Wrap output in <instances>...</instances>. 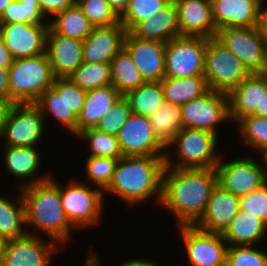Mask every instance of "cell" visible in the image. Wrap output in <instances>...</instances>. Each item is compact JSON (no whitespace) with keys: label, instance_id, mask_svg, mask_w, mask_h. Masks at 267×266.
Listing matches in <instances>:
<instances>
[{"label":"cell","instance_id":"obj_58","mask_svg":"<svg viewBox=\"0 0 267 266\" xmlns=\"http://www.w3.org/2000/svg\"><path fill=\"white\" fill-rule=\"evenodd\" d=\"M264 74L267 76V67H266V70H265Z\"/></svg>","mask_w":267,"mask_h":266},{"label":"cell","instance_id":"obj_51","mask_svg":"<svg viewBox=\"0 0 267 266\" xmlns=\"http://www.w3.org/2000/svg\"><path fill=\"white\" fill-rule=\"evenodd\" d=\"M253 114L267 118V88L261 91L260 109H256Z\"/></svg>","mask_w":267,"mask_h":266},{"label":"cell","instance_id":"obj_16","mask_svg":"<svg viewBox=\"0 0 267 266\" xmlns=\"http://www.w3.org/2000/svg\"><path fill=\"white\" fill-rule=\"evenodd\" d=\"M49 24L13 22L0 24L4 45L15 59L46 53Z\"/></svg>","mask_w":267,"mask_h":266},{"label":"cell","instance_id":"obj_13","mask_svg":"<svg viewBox=\"0 0 267 266\" xmlns=\"http://www.w3.org/2000/svg\"><path fill=\"white\" fill-rule=\"evenodd\" d=\"M187 259L191 266H225L228 244L222 234L209 233L194 225H180Z\"/></svg>","mask_w":267,"mask_h":266},{"label":"cell","instance_id":"obj_4","mask_svg":"<svg viewBox=\"0 0 267 266\" xmlns=\"http://www.w3.org/2000/svg\"><path fill=\"white\" fill-rule=\"evenodd\" d=\"M54 79L47 53L15 59L9 68L10 104L35 103Z\"/></svg>","mask_w":267,"mask_h":266},{"label":"cell","instance_id":"obj_18","mask_svg":"<svg viewBox=\"0 0 267 266\" xmlns=\"http://www.w3.org/2000/svg\"><path fill=\"white\" fill-rule=\"evenodd\" d=\"M180 36L213 38L217 28L211 0H174Z\"/></svg>","mask_w":267,"mask_h":266},{"label":"cell","instance_id":"obj_49","mask_svg":"<svg viewBox=\"0 0 267 266\" xmlns=\"http://www.w3.org/2000/svg\"><path fill=\"white\" fill-rule=\"evenodd\" d=\"M106 2L120 18L127 10L130 0H106Z\"/></svg>","mask_w":267,"mask_h":266},{"label":"cell","instance_id":"obj_34","mask_svg":"<svg viewBox=\"0 0 267 266\" xmlns=\"http://www.w3.org/2000/svg\"><path fill=\"white\" fill-rule=\"evenodd\" d=\"M124 97L129 103L131 113L147 117L165 102L160 82H145Z\"/></svg>","mask_w":267,"mask_h":266},{"label":"cell","instance_id":"obj_22","mask_svg":"<svg viewBox=\"0 0 267 266\" xmlns=\"http://www.w3.org/2000/svg\"><path fill=\"white\" fill-rule=\"evenodd\" d=\"M217 31L228 27H258L260 5L255 0H211Z\"/></svg>","mask_w":267,"mask_h":266},{"label":"cell","instance_id":"obj_5","mask_svg":"<svg viewBox=\"0 0 267 266\" xmlns=\"http://www.w3.org/2000/svg\"><path fill=\"white\" fill-rule=\"evenodd\" d=\"M218 137L207 130L182 128L167 147L168 151L170 146L176 144L179 161L173 162L169 152H166L165 166L175 169L216 168L221 157L216 149Z\"/></svg>","mask_w":267,"mask_h":266},{"label":"cell","instance_id":"obj_32","mask_svg":"<svg viewBox=\"0 0 267 266\" xmlns=\"http://www.w3.org/2000/svg\"><path fill=\"white\" fill-rule=\"evenodd\" d=\"M156 137L167 148L183 128L181 106L165 101L148 117Z\"/></svg>","mask_w":267,"mask_h":266},{"label":"cell","instance_id":"obj_26","mask_svg":"<svg viewBox=\"0 0 267 266\" xmlns=\"http://www.w3.org/2000/svg\"><path fill=\"white\" fill-rule=\"evenodd\" d=\"M121 96L112 84L87 91L77 117L76 136L86 129L95 128Z\"/></svg>","mask_w":267,"mask_h":266},{"label":"cell","instance_id":"obj_50","mask_svg":"<svg viewBox=\"0 0 267 266\" xmlns=\"http://www.w3.org/2000/svg\"><path fill=\"white\" fill-rule=\"evenodd\" d=\"M261 5L259 9L258 29L260 34L267 40V6Z\"/></svg>","mask_w":267,"mask_h":266},{"label":"cell","instance_id":"obj_17","mask_svg":"<svg viewBox=\"0 0 267 266\" xmlns=\"http://www.w3.org/2000/svg\"><path fill=\"white\" fill-rule=\"evenodd\" d=\"M124 48L131 55L145 82H161L165 77V43L139 39L127 31Z\"/></svg>","mask_w":267,"mask_h":266},{"label":"cell","instance_id":"obj_19","mask_svg":"<svg viewBox=\"0 0 267 266\" xmlns=\"http://www.w3.org/2000/svg\"><path fill=\"white\" fill-rule=\"evenodd\" d=\"M239 210L240 198L216 184L204 214L194 226L205 232L223 234Z\"/></svg>","mask_w":267,"mask_h":266},{"label":"cell","instance_id":"obj_36","mask_svg":"<svg viewBox=\"0 0 267 266\" xmlns=\"http://www.w3.org/2000/svg\"><path fill=\"white\" fill-rule=\"evenodd\" d=\"M237 124L242 141L267 157V118L252 114L241 118Z\"/></svg>","mask_w":267,"mask_h":266},{"label":"cell","instance_id":"obj_3","mask_svg":"<svg viewBox=\"0 0 267 266\" xmlns=\"http://www.w3.org/2000/svg\"><path fill=\"white\" fill-rule=\"evenodd\" d=\"M26 210V225L35 226L58 244L71 239L73 226L62 208L60 185L52 178L21 189Z\"/></svg>","mask_w":267,"mask_h":266},{"label":"cell","instance_id":"obj_28","mask_svg":"<svg viewBox=\"0 0 267 266\" xmlns=\"http://www.w3.org/2000/svg\"><path fill=\"white\" fill-rule=\"evenodd\" d=\"M34 104L41 110L44 118L47 115L52 116L71 134L76 135L77 117L74 114H67L66 78H55L53 86L48 88Z\"/></svg>","mask_w":267,"mask_h":266},{"label":"cell","instance_id":"obj_54","mask_svg":"<svg viewBox=\"0 0 267 266\" xmlns=\"http://www.w3.org/2000/svg\"><path fill=\"white\" fill-rule=\"evenodd\" d=\"M84 266H100L97 254H94L92 251L91 253L89 252L88 259Z\"/></svg>","mask_w":267,"mask_h":266},{"label":"cell","instance_id":"obj_30","mask_svg":"<svg viewBox=\"0 0 267 266\" xmlns=\"http://www.w3.org/2000/svg\"><path fill=\"white\" fill-rule=\"evenodd\" d=\"M160 83L165 101L179 106L202 96L209 90L204 75L186 78L164 77Z\"/></svg>","mask_w":267,"mask_h":266},{"label":"cell","instance_id":"obj_24","mask_svg":"<svg viewBox=\"0 0 267 266\" xmlns=\"http://www.w3.org/2000/svg\"><path fill=\"white\" fill-rule=\"evenodd\" d=\"M267 88L265 74H251L229 94V115L236 123L260 109L261 91Z\"/></svg>","mask_w":267,"mask_h":266},{"label":"cell","instance_id":"obj_52","mask_svg":"<svg viewBox=\"0 0 267 266\" xmlns=\"http://www.w3.org/2000/svg\"><path fill=\"white\" fill-rule=\"evenodd\" d=\"M120 266H159L152 262L150 259H135V260H128L120 264Z\"/></svg>","mask_w":267,"mask_h":266},{"label":"cell","instance_id":"obj_57","mask_svg":"<svg viewBox=\"0 0 267 266\" xmlns=\"http://www.w3.org/2000/svg\"><path fill=\"white\" fill-rule=\"evenodd\" d=\"M260 6L265 4L264 0H255ZM266 1V0H265Z\"/></svg>","mask_w":267,"mask_h":266},{"label":"cell","instance_id":"obj_37","mask_svg":"<svg viewBox=\"0 0 267 266\" xmlns=\"http://www.w3.org/2000/svg\"><path fill=\"white\" fill-rule=\"evenodd\" d=\"M17 21L27 24H49L45 22L38 0H15L10 3L0 17V24Z\"/></svg>","mask_w":267,"mask_h":266},{"label":"cell","instance_id":"obj_6","mask_svg":"<svg viewBox=\"0 0 267 266\" xmlns=\"http://www.w3.org/2000/svg\"><path fill=\"white\" fill-rule=\"evenodd\" d=\"M251 73L216 37L206 38L204 77L209 89L229 94Z\"/></svg>","mask_w":267,"mask_h":266},{"label":"cell","instance_id":"obj_39","mask_svg":"<svg viewBox=\"0 0 267 266\" xmlns=\"http://www.w3.org/2000/svg\"><path fill=\"white\" fill-rule=\"evenodd\" d=\"M171 0H130L125 13L120 17V23L126 31H130L138 22L158 13Z\"/></svg>","mask_w":267,"mask_h":266},{"label":"cell","instance_id":"obj_20","mask_svg":"<svg viewBox=\"0 0 267 266\" xmlns=\"http://www.w3.org/2000/svg\"><path fill=\"white\" fill-rule=\"evenodd\" d=\"M126 32L121 23L108 27H95L82 42L83 62L111 63L124 47Z\"/></svg>","mask_w":267,"mask_h":266},{"label":"cell","instance_id":"obj_12","mask_svg":"<svg viewBox=\"0 0 267 266\" xmlns=\"http://www.w3.org/2000/svg\"><path fill=\"white\" fill-rule=\"evenodd\" d=\"M183 128L201 129L218 136V125L230 119L228 94L209 89L181 106Z\"/></svg>","mask_w":267,"mask_h":266},{"label":"cell","instance_id":"obj_38","mask_svg":"<svg viewBox=\"0 0 267 266\" xmlns=\"http://www.w3.org/2000/svg\"><path fill=\"white\" fill-rule=\"evenodd\" d=\"M77 137L89 142L91 155L94 157H112L120 159L123 157L117 136H112L98 131L96 128L86 129Z\"/></svg>","mask_w":267,"mask_h":266},{"label":"cell","instance_id":"obj_45","mask_svg":"<svg viewBox=\"0 0 267 266\" xmlns=\"http://www.w3.org/2000/svg\"><path fill=\"white\" fill-rule=\"evenodd\" d=\"M86 93L87 91L82 90L68 77L66 78L67 114H74L76 117L79 116L81 109L83 108Z\"/></svg>","mask_w":267,"mask_h":266},{"label":"cell","instance_id":"obj_40","mask_svg":"<svg viewBox=\"0 0 267 266\" xmlns=\"http://www.w3.org/2000/svg\"><path fill=\"white\" fill-rule=\"evenodd\" d=\"M76 3L94 27H108L120 23V18L106 0H77Z\"/></svg>","mask_w":267,"mask_h":266},{"label":"cell","instance_id":"obj_55","mask_svg":"<svg viewBox=\"0 0 267 266\" xmlns=\"http://www.w3.org/2000/svg\"><path fill=\"white\" fill-rule=\"evenodd\" d=\"M15 0H0V17L2 16L5 8Z\"/></svg>","mask_w":267,"mask_h":266},{"label":"cell","instance_id":"obj_44","mask_svg":"<svg viewBox=\"0 0 267 266\" xmlns=\"http://www.w3.org/2000/svg\"><path fill=\"white\" fill-rule=\"evenodd\" d=\"M240 209L259 217L267 224V182L252 193L241 196Z\"/></svg>","mask_w":267,"mask_h":266},{"label":"cell","instance_id":"obj_8","mask_svg":"<svg viewBox=\"0 0 267 266\" xmlns=\"http://www.w3.org/2000/svg\"><path fill=\"white\" fill-rule=\"evenodd\" d=\"M253 157L235 158L227 163L220 157L215 168L217 184L239 198L260 188L267 182V157L260 156L261 163Z\"/></svg>","mask_w":267,"mask_h":266},{"label":"cell","instance_id":"obj_48","mask_svg":"<svg viewBox=\"0 0 267 266\" xmlns=\"http://www.w3.org/2000/svg\"><path fill=\"white\" fill-rule=\"evenodd\" d=\"M14 58L4 45L1 33H0V67L3 68H10L11 64L13 63Z\"/></svg>","mask_w":267,"mask_h":266},{"label":"cell","instance_id":"obj_43","mask_svg":"<svg viewBox=\"0 0 267 266\" xmlns=\"http://www.w3.org/2000/svg\"><path fill=\"white\" fill-rule=\"evenodd\" d=\"M226 266H267V253L254 246H228Z\"/></svg>","mask_w":267,"mask_h":266},{"label":"cell","instance_id":"obj_27","mask_svg":"<svg viewBox=\"0 0 267 266\" xmlns=\"http://www.w3.org/2000/svg\"><path fill=\"white\" fill-rule=\"evenodd\" d=\"M222 235L228 246H257L267 236V224L240 209Z\"/></svg>","mask_w":267,"mask_h":266},{"label":"cell","instance_id":"obj_1","mask_svg":"<svg viewBox=\"0 0 267 266\" xmlns=\"http://www.w3.org/2000/svg\"><path fill=\"white\" fill-rule=\"evenodd\" d=\"M217 184L215 168L164 167L160 205L174 214L180 225H194L204 214Z\"/></svg>","mask_w":267,"mask_h":266},{"label":"cell","instance_id":"obj_47","mask_svg":"<svg viewBox=\"0 0 267 266\" xmlns=\"http://www.w3.org/2000/svg\"><path fill=\"white\" fill-rule=\"evenodd\" d=\"M0 100L10 103L9 68L0 67Z\"/></svg>","mask_w":267,"mask_h":266},{"label":"cell","instance_id":"obj_42","mask_svg":"<svg viewBox=\"0 0 267 266\" xmlns=\"http://www.w3.org/2000/svg\"><path fill=\"white\" fill-rule=\"evenodd\" d=\"M130 115L129 103L124 96H121L95 128L100 132L117 136Z\"/></svg>","mask_w":267,"mask_h":266},{"label":"cell","instance_id":"obj_29","mask_svg":"<svg viewBox=\"0 0 267 266\" xmlns=\"http://www.w3.org/2000/svg\"><path fill=\"white\" fill-rule=\"evenodd\" d=\"M18 193L20 194L17 196V203L0 194V237L4 242L21 238L30 233V231L23 229L27 226L26 210L21 189Z\"/></svg>","mask_w":267,"mask_h":266},{"label":"cell","instance_id":"obj_9","mask_svg":"<svg viewBox=\"0 0 267 266\" xmlns=\"http://www.w3.org/2000/svg\"><path fill=\"white\" fill-rule=\"evenodd\" d=\"M216 38L234 53L251 74H264L267 67V40L258 27L220 29Z\"/></svg>","mask_w":267,"mask_h":266},{"label":"cell","instance_id":"obj_35","mask_svg":"<svg viewBox=\"0 0 267 266\" xmlns=\"http://www.w3.org/2000/svg\"><path fill=\"white\" fill-rule=\"evenodd\" d=\"M68 78L85 91L110 85L111 63L83 62Z\"/></svg>","mask_w":267,"mask_h":266},{"label":"cell","instance_id":"obj_10","mask_svg":"<svg viewBox=\"0 0 267 266\" xmlns=\"http://www.w3.org/2000/svg\"><path fill=\"white\" fill-rule=\"evenodd\" d=\"M206 38L179 36L165 43V77L204 75Z\"/></svg>","mask_w":267,"mask_h":266},{"label":"cell","instance_id":"obj_15","mask_svg":"<svg viewBox=\"0 0 267 266\" xmlns=\"http://www.w3.org/2000/svg\"><path fill=\"white\" fill-rule=\"evenodd\" d=\"M117 139L123 156H166L167 148L156 137L147 116L131 113Z\"/></svg>","mask_w":267,"mask_h":266},{"label":"cell","instance_id":"obj_23","mask_svg":"<svg viewBox=\"0 0 267 266\" xmlns=\"http://www.w3.org/2000/svg\"><path fill=\"white\" fill-rule=\"evenodd\" d=\"M129 32L139 39L162 43L179 37L180 29L174 0H171L158 13L138 22Z\"/></svg>","mask_w":267,"mask_h":266},{"label":"cell","instance_id":"obj_7","mask_svg":"<svg viewBox=\"0 0 267 266\" xmlns=\"http://www.w3.org/2000/svg\"><path fill=\"white\" fill-rule=\"evenodd\" d=\"M60 186L62 208L70 224L76 229L89 228L100 222L104 204V191L100 188L91 189L86 184L71 180Z\"/></svg>","mask_w":267,"mask_h":266},{"label":"cell","instance_id":"obj_21","mask_svg":"<svg viewBox=\"0 0 267 266\" xmlns=\"http://www.w3.org/2000/svg\"><path fill=\"white\" fill-rule=\"evenodd\" d=\"M82 41L56 34H47L46 53L55 78H67L83 63Z\"/></svg>","mask_w":267,"mask_h":266},{"label":"cell","instance_id":"obj_46","mask_svg":"<svg viewBox=\"0 0 267 266\" xmlns=\"http://www.w3.org/2000/svg\"><path fill=\"white\" fill-rule=\"evenodd\" d=\"M40 4V10L45 16L50 15L53 18L59 12L71 7L76 3L75 0H38Z\"/></svg>","mask_w":267,"mask_h":266},{"label":"cell","instance_id":"obj_25","mask_svg":"<svg viewBox=\"0 0 267 266\" xmlns=\"http://www.w3.org/2000/svg\"><path fill=\"white\" fill-rule=\"evenodd\" d=\"M5 146L4 152V164L8 172L14 175V177L19 178L20 180L26 181L28 178L29 182H24L18 186V189H22L26 186L42 182L50 178L51 173L45 175L36 176V172L40 169L41 166V157L40 152H38L36 147L31 146Z\"/></svg>","mask_w":267,"mask_h":266},{"label":"cell","instance_id":"obj_41","mask_svg":"<svg viewBox=\"0 0 267 266\" xmlns=\"http://www.w3.org/2000/svg\"><path fill=\"white\" fill-rule=\"evenodd\" d=\"M119 159L112 157H94L88 156L86 160V175L94 185L103 191L110 184L115 166Z\"/></svg>","mask_w":267,"mask_h":266},{"label":"cell","instance_id":"obj_33","mask_svg":"<svg viewBox=\"0 0 267 266\" xmlns=\"http://www.w3.org/2000/svg\"><path fill=\"white\" fill-rule=\"evenodd\" d=\"M112 85L125 96L145 83L129 52L123 47L111 62Z\"/></svg>","mask_w":267,"mask_h":266},{"label":"cell","instance_id":"obj_14","mask_svg":"<svg viewBox=\"0 0 267 266\" xmlns=\"http://www.w3.org/2000/svg\"><path fill=\"white\" fill-rule=\"evenodd\" d=\"M33 232L4 242L0 254V266H49L58 249L55 240H42ZM57 248V249H56Z\"/></svg>","mask_w":267,"mask_h":266},{"label":"cell","instance_id":"obj_53","mask_svg":"<svg viewBox=\"0 0 267 266\" xmlns=\"http://www.w3.org/2000/svg\"><path fill=\"white\" fill-rule=\"evenodd\" d=\"M10 108L11 104L9 102L0 100V134L2 132L3 125L5 123V119Z\"/></svg>","mask_w":267,"mask_h":266},{"label":"cell","instance_id":"obj_11","mask_svg":"<svg viewBox=\"0 0 267 266\" xmlns=\"http://www.w3.org/2000/svg\"><path fill=\"white\" fill-rule=\"evenodd\" d=\"M45 118L34 103L13 104L7 113L1 138L7 146L36 147L45 132Z\"/></svg>","mask_w":267,"mask_h":266},{"label":"cell","instance_id":"obj_2","mask_svg":"<svg viewBox=\"0 0 267 266\" xmlns=\"http://www.w3.org/2000/svg\"><path fill=\"white\" fill-rule=\"evenodd\" d=\"M164 167L165 156H123L104 194H114L131 207L155 196L160 205Z\"/></svg>","mask_w":267,"mask_h":266},{"label":"cell","instance_id":"obj_56","mask_svg":"<svg viewBox=\"0 0 267 266\" xmlns=\"http://www.w3.org/2000/svg\"><path fill=\"white\" fill-rule=\"evenodd\" d=\"M4 245V240L0 237V254H1V250L3 248Z\"/></svg>","mask_w":267,"mask_h":266},{"label":"cell","instance_id":"obj_31","mask_svg":"<svg viewBox=\"0 0 267 266\" xmlns=\"http://www.w3.org/2000/svg\"><path fill=\"white\" fill-rule=\"evenodd\" d=\"M53 18L52 21H49V25L56 34L82 42L95 28L77 3L59 12Z\"/></svg>","mask_w":267,"mask_h":266}]
</instances>
